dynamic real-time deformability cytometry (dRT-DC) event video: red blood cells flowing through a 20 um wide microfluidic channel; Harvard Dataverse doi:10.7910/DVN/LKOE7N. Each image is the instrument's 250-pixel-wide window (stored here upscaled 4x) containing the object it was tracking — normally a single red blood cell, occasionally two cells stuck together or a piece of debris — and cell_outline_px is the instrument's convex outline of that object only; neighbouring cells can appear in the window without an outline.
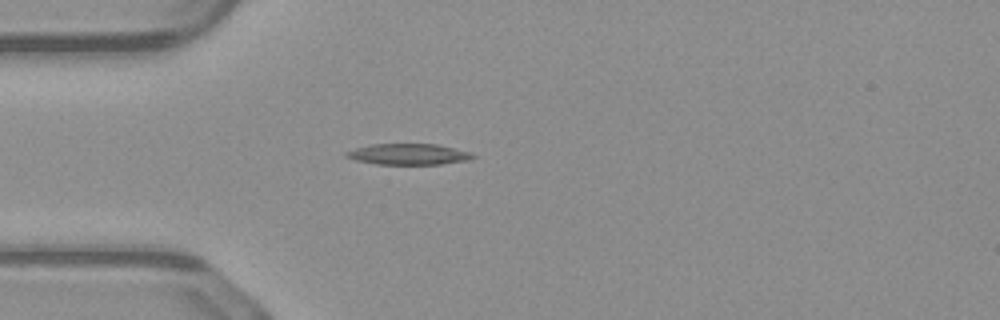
{"species": "common noctule bat (a hibernating species)", "species_latin": "Nyctalus noctula", "temperature_condition": "warm", "stored_images_in_passage": 37, "camera_frame_rate_fps": 3000, "um_per_image_px": 0.085, "animal": {"sex": "male", "body_mass_g": 23.1, "forearm_length_mm": 52.7}, "frame": {"image": 1, "passage_image": 1, "time_ms": 0.0, "image_size_px": [1000, 320], "cell_outline_px": [[476, 156], [472, 160], [440, 164], [376, 164], [356, 160], [344, 156], [344, 152], [356, 148], [372, 144], [436, 144], [472, 152]], "centroid_in_image_um": [34.75, 13.11], "position_along_channel_um": 50.2, "area_um2": 15.55}}
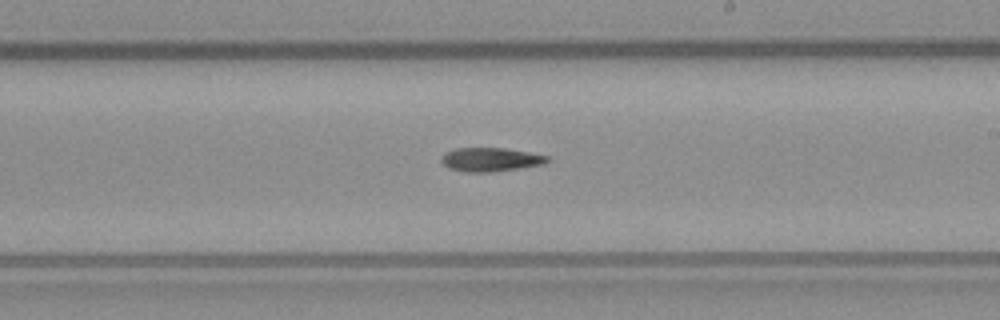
{"frame": {"image": 2, "passage_image": 16, "time_ms": 5.0, "image_size_px": [1000, 320], "cell_outline_px": [[552, 160], [544, 164], [520, 168], [492, 172], [464, 172], [448, 168], [440, 160], [440, 156], [444, 152], [456, 148], [504, 148], [528, 152], [548, 156]], "centroid_in_image_um": [41.68, 13.56], "position_along_channel_um": 247.3, "area_um2": 14.85}}
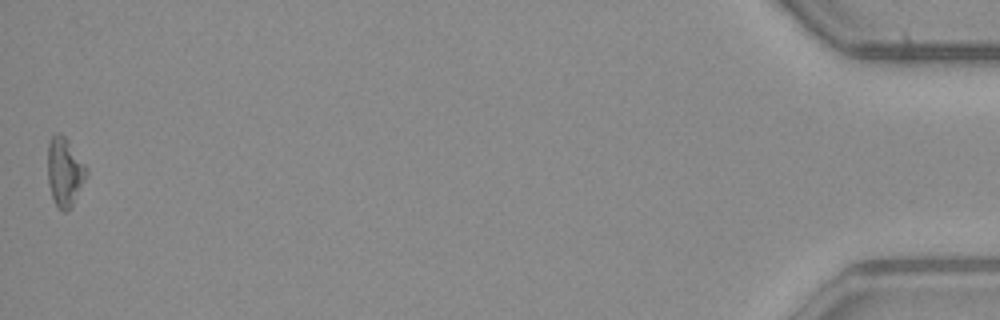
{"frame": {"image": 3, "passage_image": 37, "time_ms": 12.0, "image_size_px": [1000, 320], "cell_outline_px": [[88, 172], [72, 208], [68, 212], [64, 212], [56, 204], [52, 196], [48, 184], [48, 144], [52, 136], [56, 132], [60, 132], [68, 140], [88, 168]], "centroid_in_image_um": [5.51, 14.61], "position_along_channel_um": 429.7, "area_um2": 15.61}}